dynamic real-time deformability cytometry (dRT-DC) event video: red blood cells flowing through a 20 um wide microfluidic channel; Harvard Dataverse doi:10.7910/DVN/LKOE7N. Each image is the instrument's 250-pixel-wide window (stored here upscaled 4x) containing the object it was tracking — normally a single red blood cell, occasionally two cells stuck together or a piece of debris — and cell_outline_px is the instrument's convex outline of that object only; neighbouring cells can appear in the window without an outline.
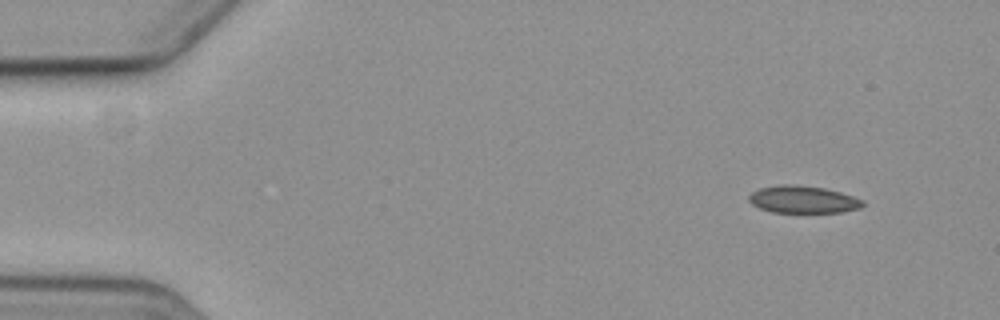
{"species": "common noctule bat (a hibernating species)", "species_latin": "Nyctalus noctula", "temperature_condition": "cold", "stored_images_in_passage": 5, "segment_of_instrument_passage": [2, 2], "camera_frame_rate_fps": 3000, "um_per_image_px": 0.085, "animal": {"sex": "female", "body_mass_g": 19.3, "forearm_length_mm": 54.1}, "frame": {"image": 1, "passage_image": 5, "time_ms": 7.0, "image_size_px": [1000, 320], "cell_outline_px": [[864, 204], [860, 208], [840, 212], [772, 212], [760, 208], [752, 204], [748, 200], [748, 196], [752, 192], [760, 188], [784, 184], [824, 188], [840, 192], [864, 200]], "centroid_in_image_um": [68.25, 16.96], "position_along_channel_um": 16.8, "area_um2": 17.86}}